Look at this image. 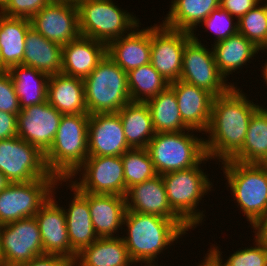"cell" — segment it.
<instances>
[{
  "label": "cell",
  "instance_id": "1",
  "mask_svg": "<svg viewBox=\"0 0 267 266\" xmlns=\"http://www.w3.org/2000/svg\"><path fill=\"white\" fill-rule=\"evenodd\" d=\"M254 103L236 85L213 98L209 126L204 133L206 155L211 160H218L220 165L242 148L251 117L261 106Z\"/></svg>",
  "mask_w": 267,
  "mask_h": 266
},
{
  "label": "cell",
  "instance_id": "2",
  "mask_svg": "<svg viewBox=\"0 0 267 266\" xmlns=\"http://www.w3.org/2000/svg\"><path fill=\"white\" fill-rule=\"evenodd\" d=\"M125 226L126 228H122L125 231L122 239L130 258L141 266L158 265L157 256L164 254L175 241L177 244L178 239L188 234L172 219L129 210H126L124 216L123 227Z\"/></svg>",
  "mask_w": 267,
  "mask_h": 266
},
{
  "label": "cell",
  "instance_id": "3",
  "mask_svg": "<svg viewBox=\"0 0 267 266\" xmlns=\"http://www.w3.org/2000/svg\"><path fill=\"white\" fill-rule=\"evenodd\" d=\"M89 114H63L55 139L44 154L48 171L69 179L88 157Z\"/></svg>",
  "mask_w": 267,
  "mask_h": 266
},
{
  "label": "cell",
  "instance_id": "4",
  "mask_svg": "<svg viewBox=\"0 0 267 266\" xmlns=\"http://www.w3.org/2000/svg\"><path fill=\"white\" fill-rule=\"evenodd\" d=\"M211 159L206 156L198 165L162 174L167 199L171 209L193 230L204 224V212L199 203L213 189V184L204 173L201 164ZM206 161V162H205ZM207 173V175H206ZM198 207V209H197Z\"/></svg>",
  "mask_w": 267,
  "mask_h": 266
},
{
  "label": "cell",
  "instance_id": "5",
  "mask_svg": "<svg viewBox=\"0 0 267 266\" xmlns=\"http://www.w3.org/2000/svg\"><path fill=\"white\" fill-rule=\"evenodd\" d=\"M221 165L226 186L231 190L236 206L253 227L267 214V164L227 160Z\"/></svg>",
  "mask_w": 267,
  "mask_h": 266
},
{
  "label": "cell",
  "instance_id": "6",
  "mask_svg": "<svg viewBox=\"0 0 267 266\" xmlns=\"http://www.w3.org/2000/svg\"><path fill=\"white\" fill-rule=\"evenodd\" d=\"M83 82L89 115L117 113L131 102L127 72L107 55Z\"/></svg>",
  "mask_w": 267,
  "mask_h": 266
},
{
  "label": "cell",
  "instance_id": "7",
  "mask_svg": "<svg viewBox=\"0 0 267 266\" xmlns=\"http://www.w3.org/2000/svg\"><path fill=\"white\" fill-rule=\"evenodd\" d=\"M113 0H81L77 3L81 36L108 44L131 33L139 18L115 5Z\"/></svg>",
  "mask_w": 267,
  "mask_h": 266
},
{
  "label": "cell",
  "instance_id": "8",
  "mask_svg": "<svg viewBox=\"0 0 267 266\" xmlns=\"http://www.w3.org/2000/svg\"><path fill=\"white\" fill-rule=\"evenodd\" d=\"M194 131L188 129L181 132L156 133L153 136L146 149L157 174L194 167L207 156L204 138L196 137Z\"/></svg>",
  "mask_w": 267,
  "mask_h": 266
},
{
  "label": "cell",
  "instance_id": "9",
  "mask_svg": "<svg viewBox=\"0 0 267 266\" xmlns=\"http://www.w3.org/2000/svg\"><path fill=\"white\" fill-rule=\"evenodd\" d=\"M59 180L50 173L45 178L10 183L0 192V225L34 217L50 199Z\"/></svg>",
  "mask_w": 267,
  "mask_h": 266
},
{
  "label": "cell",
  "instance_id": "10",
  "mask_svg": "<svg viewBox=\"0 0 267 266\" xmlns=\"http://www.w3.org/2000/svg\"><path fill=\"white\" fill-rule=\"evenodd\" d=\"M196 34L198 33L192 32V38L184 47L179 80L198 86L214 97L224 94L235 82H227L228 78L226 79L218 70L212 48H206L198 39L200 34Z\"/></svg>",
  "mask_w": 267,
  "mask_h": 266
},
{
  "label": "cell",
  "instance_id": "11",
  "mask_svg": "<svg viewBox=\"0 0 267 266\" xmlns=\"http://www.w3.org/2000/svg\"><path fill=\"white\" fill-rule=\"evenodd\" d=\"M77 175L80 177L78 178ZM68 180H71V183L81 192L126 195L121 156H88Z\"/></svg>",
  "mask_w": 267,
  "mask_h": 266
},
{
  "label": "cell",
  "instance_id": "12",
  "mask_svg": "<svg viewBox=\"0 0 267 266\" xmlns=\"http://www.w3.org/2000/svg\"><path fill=\"white\" fill-rule=\"evenodd\" d=\"M0 172L11 183L47 177L44 154L18 136L0 140Z\"/></svg>",
  "mask_w": 267,
  "mask_h": 266
},
{
  "label": "cell",
  "instance_id": "13",
  "mask_svg": "<svg viewBox=\"0 0 267 266\" xmlns=\"http://www.w3.org/2000/svg\"><path fill=\"white\" fill-rule=\"evenodd\" d=\"M191 38V32L169 28L162 22L151 25L150 63L169 83L181 76L184 47Z\"/></svg>",
  "mask_w": 267,
  "mask_h": 266
},
{
  "label": "cell",
  "instance_id": "14",
  "mask_svg": "<svg viewBox=\"0 0 267 266\" xmlns=\"http://www.w3.org/2000/svg\"><path fill=\"white\" fill-rule=\"evenodd\" d=\"M0 244L3 266H17L44 254L39 225L35 217L3 224Z\"/></svg>",
  "mask_w": 267,
  "mask_h": 266
},
{
  "label": "cell",
  "instance_id": "15",
  "mask_svg": "<svg viewBox=\"0 0 267 266\" xmlns=\"http://www.w3.org/2000/svg\"><path fill=\"white\" fill-rule=\"evenodd\" d=\"M30 21L42 36L62 46L81 36L76 3L52 0Z\"/></svg>",
  "mask_w": 267,
  "mask_h": 266
},
{
  "label": "cell",
  "instance_id": "16",
  "mask_svg": "<svg viewBox=\"0 0 267 266\" xmlns=\"http://www.w3.org/2000/svg\"><path fill=\"white\" fill-rule=\"evenodd\" d=\"M64 182L65 179H60L55 184L52 196L34 217L39 225L44 253L65 256L75 261L77 254L71 248L65 211L55 196L56 189L58 191V186L61 187Z\"/></svg>",
  "mask_w": 267,
  "mask_h": 266
},
{
  "label": "cell",
  "instance_id": "17",
  "mask_svg": "<svg viewBox=\"0 0 267 266\" xmlns=\"http://www.w3.org/2000/svg\"><path fill=\"white\" fill-rule=\"evenodd\" d=\"M62 115L48 101L25 107L17 115V136L45 154L55 139Z\"/></svg>",
  "mask_w": 267,
  "mask_h": 266
},
{
  "label": "cell",
  "instance_id": "18",
  "mask_svg": "<svg viewBox=\"0 0 267 266\" xmlns=\"http://www.w3.org/2000/svg\"><path fill=\"white\" fill-rule=\"evenodd\" d=\"M125 201L126 209L129 211L172 219L186 232L189 229L192 230L171 209L162 176L159 174L129 187L125 195Z\"/></svg>",
  "mask_w": 267,
  "mask_h": 266
},
{
  "label": "cell",
  "instance_id": "19",
  "mask_svg": "<svg viewBox=\"0 0 267 266\" xmlns=\"http://www.w3.org/2000/svg\"><path fill=\"white\" fill-rule=\"evenodd\" d=\"M129 149L118 113L90 115L88 156H121Z\"/></svg>",
  "mask_w": 267,
  "mask_h": 266
},
{
  "label": "cell",
  "instance_id": "20",
  "mask_svg": "<svg viewBox=\"0 0 267 266\" xmlns=\"http://www.w3.org/2000/svg\"><path fill=\"white\" fill-rule=\"evenodd\" d=\"M176 94L183 123L192 130L204 134L208 129L214 96L208 91L177 80L169 84Z\"/></svg>",
  "mask_w": 267,
  "mask_h": 266
},
{
  "label": "cell",
  "instance_id": "21",
  "mask_svg": "<svg viewBox=\"0 0 267 266\" xmlns=\"http://www.w3.org/2000/svg\"><path fill=\"white\" fill-rule=\"evenodd\" d=\"M139 27L141 26L138 25L131 33L107 44V56L127 73L150 63L151 25L148 28Z\"/></svg>",
  "mask_w": 267,
  "mask_h": 266
},
{
  "label": "cell",
  "instance_id": "22",
  "mask_svg": "<svg viewBox=\"0 0 267 266\" xmlns=\"http://www.w3.org/2000/svg\"><path fill=\"white\" fill-rule=\"evenodd\" d=\"M107 55V44L80 36L62 46V74L85 79Z\"/></svg>",
  "mask_w": 267,
  "mask_h": 266
},
{
  "label": "cell",
  "instance_id": "23",
  "mask_svg": "<svg viewBox=\"0 0 267 266\" xmlns=\"http://www.w3.org/2000/svg\"><path fill=\"white\" fill-rule=\"evenodd\" d=\"M68 189L73 193V199L69 201L65 211L66 226L72 250L78 254L83 248L90 246L98 239L93 225L87 201V192H81L71 180L65 179Z\"/></svg>",
  "mask_w": 267,
  "mask_h": 266
},
{
  "label": "cell",
  "instance_id": "24",
  "mask_svg": "<svg viewBox=\"0 0 267 266\" xmlns=\"http://www.w3.org/2000/svg\"><path fill=\"white\" fill-rule=\"evenodd\" d=\"M87 201L92 225L98 238L120 237L118 232L120 229L122 231L127 210L125 196L87 192Z\"/></svg>",
  "mask_w": 267,
  "mask_h": 266
},
{
  "label": "cell",
  "instance_id": "25",
  "mask_svg": "<svg viewBox=\"0 0 267 266\" xmlns=\"http://www.w3.org/2000/svg\"><path fill=\"white\" fill-rule=\"evenodd\" d=\"M47 101L61 114H88L84 82L77 77L62 73L50 76Z\"/></svg>",
  "mask_w": 267,
  "mask_h": 266
},
{
  "label": "cell",
  "instance_id": "26",
  "mask_svg": "<svg viewBox=\"0 0 267 266\" xmlns=\"http://www.w3.org/2000/svg\"><path fill=\"white\" fill-rule=\"evenodd\" d=\"M24 50L23 65L49 76L62 72V45L46 39L33 27L27 31Z\"/></svg>",
  "mask_w": 267,
  "mask_h": 266
},
{
  "label": "cell",
  "instance_id": "27",
  "mask_svg": "<svg viewBox=\"0 0 267 266\" xmlns=\"http://www.w3.org/2000/svg\"><path fill=\"white\" fill-rule=\"evenodd\" d=\"M214 58L219 72L229 78L233 72L236 73L243 65L251 63V59L261 51L252 41L237 33L225 40L217 42L212 46ZM257 54V55H256Z\"/></svg>",
  "mask_w": 267,
  "mask_h": 266
},
{
  "label": "cell",
  "instance_id": "28",
  "mask_svg": "<svg viewBox=\"0 0 267 266\" xmlns=\"http://www.w3.org/2000/svg\"><path fill=\"white\" fill-rule=\"evenodd\" d=\"M137 266L122 236L98 238L76 256L74 266Z\"/></svg>",
  "mask_w": 267,
  "mask_h": 266
},
{
  "label": "cell",
  "instance_id": "29",
  "mask_svg": "<svg viewBox=\"0 0 267 266\" xmlns=\"http://www.w3.org/2000/svg\"><path fill=\"white\" fill-rule=\"evenodd\" d=\"M219 3L220 0H171L168 14L162 22L169 28L192 33L219 7Z\"/></svg>",
  "mask_w": 267,
  "mask_h": 266
},
{
  "label": "cell",
  "instance_id": "30",
  "mask_svg": "<svg viewBox=\"0 0 267 266\" xmlns=\"http://www.w3.org/2000/svg\"><path fill=\"white\" fill-rule=\"evenodd\" d=\"M7 71L21 109L47 101L49 75L23 64L12 66Z\"/></svg>",
  "mask_w": 267,
  "mask_h": 266
},
{
  "label": "cell",
  "instance_id": "31",
  "mask_svg": "<svg viewBox=\"0 0 267 266\" xmlns=\"http://www.w3.org/2000/svg\"><path fill=\"white\" fill-rule=\"evenodd\" d=\"M117 113L120 116L128 145L131 148H147L156 132L146 102L131 101Z\"/></svg>",
  "mask_w": 267,
  "mask_h": 266
},
{
  "label": "cell",
  "instance_id": "32",
  "mask_svg": "<svg viewBox=\"0 0 267 266\" xmlns=\"http://www.w3.org/2000/svg\"><path fill=\"white\" fill-rule=\"evenodd\" d=\"M244 164H267V108L252 115L242 148L230 159Z\"/></svg>",
  "mask_w": 267,
  "mask_h": 266
},
{
  "label": "cell",
  "instance_id": "33",
  "mask_svg": "<svg viewBox=\"0 0 267 266\" xmlns=\"http://www.w3.org/2000/svg\"><path fill=\"white\" fill-rule=\"evenodd\" d=\"M30 27L29 19L7 17L0 13L1 58L7 69L22 64L25 38Z\"/></svg>",
  "mask_w": 267,
  "mask_h": 266
},
{
  "label": "cell",
  "instance_id": "34",
  "mask_svg": "<svg viewBox=\"0 0 267 266\" xmlns=\"http://www.w3.org/2000/svg\"><path fill=\"white\" fill-rule=\"evenodd\" d=\"M146 104L156 133L181 132L189 129L182 121L176 94L170 86L147 100Z\"/></svg>",
  "mask_w": 267,
  "mask_h": 266
},
{
  "label": "cell",
  "instance_id": "35",
  "mask_svg": "<svg viewBox=\"0 0 267 266\" xmlns=\"http://www.w3.org/2000/svg\"><path fill=\"white\" fill-rule=\"evenodd\" d=\"M127 75L129 94L133 102H146L165 90L170 84L154 69L151 63L134 68Z\"/></svg>",
  "mask_w": 267,
  "mask_h": 266
},
{
  "label": "cell",
  "instance_id": "36",
  "mask_svg": "<svg viewBox=\"0 0 267 266\" xmlns=\"http://www.w3.org/2000/svg\"><path fill=\"white\" fill-rule=\"evenodd\" d=\"M254 246L241 247L223 262L221 248L212 244L207 252L215 266H267V247L256 237ZM255 243V244H254ZM224 263V264H223Z\"/></svg>",
  "mask_w": 267,
  "mask_h": 266
},
{
  "label": "cell",
  "instance_id": "37",
  "mask_svg": "<svg viewBox=\"0 0 267 266\" xmlns=\"http://www.w3.org/2000/svg\"><path fill=\"white\" fill-rule=\"evenodd\" d=\"M121 159L124 167L126 192L132 185L158 175L146 148H131L121 155Z\"/></svg>",
  "mask_w": 267,
  "mask_h": 266
},
{
  "label": "cell",
  "instance_id": "38",
  "mask_svg": "<svg viewBox=\"0 0 267 266\" xmlns=\"http://www.w3.org/2000/svg\"><path fill=\"white\" fill-rule=\"evenodd\" d=\"M238 33L252 41L260 50L267 49V7L265 3L261 1L238 20Z\"/></svg>",
  "mask_w": 267,
  "mask_h": 266
},
{
  "label": "cell",
  "instance_id": "39",
  "mask_svg": "<svg viewBox=\"0 0 267 266\" xmlns=\"http://www.w3.org/2000/svg\"><path fill=\"white\" fill-rule=\"evenodd\" d=\"M230 15L227 11L223 10L220 6L213 10V12L199 25L205 27V31H211L214 34V43L225 40L229 36L238 33V21Z\"/></svg>",
  "mask_w": 267,
  "mask_h": 266
},
{
  "label": "cell",
  "instance_id": "40",
  "mask_svg": "<svg viewBox=\"0 0 267 266\" xmlns=\"http://www.w3.org/2000/svg\"><path fill=\"white\" fill-rule=\"evenodd\" d=\"M52 0H9L0 13L7 17L31 19Z\"/></svg>",
  "mask_w": 267,
  "mask_h": 266
},
{
  "label": "cell",
  "instance_id": "41",
  "mask_svg": "<svg viewBox=\"0 0 267 266\" xmlns=\"http://www.w3.org/2000/svg\"><path fill=\"white\" fill-rule=\"evenodd\" d=\"M0 111L19 114L21 111L14 83L8 71L0 73Z\"/></svg>",
  "mask_w": 267,
  "mask_h": 266
},
{
  "label": "cell",
  "instance_id": "42",
  "mask_svg": "<svg viewBox=\"0 0 267 266\" xmlns=\"http://www.w3.org/2000/svg\"><path fill=\"white\" fill-rule=\"evenodd\" d=\"M259 3V0H220L219 6L238 21Z\"/></svg>",
  "mask_w": 267,
  "mask_h": 266
},
{
  "label": "cell",
  "instance_id": "43",
  "mask_svg": "<svg viewBox=\"0 0 267 266\" xmlns=\"http://www.w3.org/2000/svg\"><path fill=\"white\" fill-rule=\"evenodd\" d=\"M17 266H74V261L65 256L44 253Z\"/></svg>",
  "mask_w": 267,
  "mask_h": 266
},
{
  "label": "cell",
  "instance_id": "44",
  "mask_svg": "<svg viewBox=\"0 0 267 266\" xmlns=\"http://www.w3.org/2000/svg\"><path fill=\"white\" fill-rule=\"evenodd\" d=\"M17 115L0 111V140L17 136Z\"/></svg>",
  "mask_w": 267,
  "mask_h": 266
},
{
  "label": "cell",
  "instance_id": "45",
  "mask_svg": "<svg viewBox=\"0 0 267 266\" xmlns=\"http://www.w3.org/2000/svg\"><path fill=\"white\" fill-rule=\"evenodd\" d=\"M253 233L259 241L267 247V214H265L253 227Z\"/></svg>",
  "mask_w": 267,
  "mask_h": 266
},
{
  "label": "cell",
  "instance_id": "46",
  "mask_svg": "<svg viewBox=\"0 0 267 266\" xmlns=\"http://www.w3.org/2000/svg\"><path fill=\"white\" fill-rule=\"evenodd\" d=\"M11 182L6 178V176L0 172V192L4 190Z\"/></svg>",
  "mask_w": 267,
  "mask_h": 266
},
{
  "label": "cell",
  "instance_id": "47",
  "mask_svg": "<svg viewBox=\"0 0 267 266\" xmlns=\"http://www.w3.org/2000/svg\"><path fill=\"white\" fill-rule=\"evenodd\" d=\"M262 51L265 52V51H267V49H265V50H261V53H263ZM263 64H264V66L261 65V67L263 68V69L261 70V74H262L263 76H261V77H263L262 80H264L265 84L267 85V61H265V63H263Z\"/></svg>",
  "mask_w": 267,
  "mask_h": 266
},
{
  "label": "cell",
  "instance_id": "48",
  "mask_svg": "<svg viewBox=\"0 0 267 266\" xmlns=\"http://www.w3.org/2000/svg\"><path fill=\"white\" fill-rule=\"evenodd\" d=\"M200 262L201 263H199L197 266H210L213 263L211 257L207 253L205 254L203 261L201 260Z\"/></svg>",
  "mask_w": 267,
  "mask_h": 266
},
{
  "label": "cell",
  "instance_id": "49",
  "mask_svg": "<svg viewBox=\"0 0 267 266\" xmlns=\"http://www.w3.org/2000/svg\"><path fill=\"white\" fill-rule=\"evenodd\" d=\"M8 69L3 65L1 58V49H0V73L6 72Z\"/></svg>",
  "mask_w": 267,
  "mask_h": 266
},
{
  "label": "cell",
  "instance_id": "50",
  "mask_svg": "<svg viewBox=\"0 0 267 266\" xmlns=\"http://www.w3.org/2000/svg\"><path fill=\"white\" fill-rule=\"evenodd\" d=\"M9 0H0V11L5 7Z\"/></svg>",
  "mask_w": 267,
  "mask_h": 266
},
{
  "label": "cell",
  "instance_id": "51",
  "mask_svg": "<svg viewBox=\"0 0 267 266\" xmlns=\"http://www.w3.org/2000/svg\"><path fill=\"white\" fill-rule=\"evenodd\" d=\"M55 1H64V2H71V3H78L81 0H55Z\"/></svg>",
  "mask_w": 267,
  "mask_h": 266
},
{
  "label": "cell",
  "instance_id": "52",
  "mask_svg": "<svg viewBox=\"0 0 267 266\" xmlns=\"http://www.w3.org/2000/svg\"><path fill=\"white\" fill-rule=\"evenodd\" d=\"M1 226H2V225H0V232H1ZM0 266H3V263H2L1 244H0Z\"/></svg>",
  "mask_w": 267,
  "mask_h": 266
}]
</instances>
